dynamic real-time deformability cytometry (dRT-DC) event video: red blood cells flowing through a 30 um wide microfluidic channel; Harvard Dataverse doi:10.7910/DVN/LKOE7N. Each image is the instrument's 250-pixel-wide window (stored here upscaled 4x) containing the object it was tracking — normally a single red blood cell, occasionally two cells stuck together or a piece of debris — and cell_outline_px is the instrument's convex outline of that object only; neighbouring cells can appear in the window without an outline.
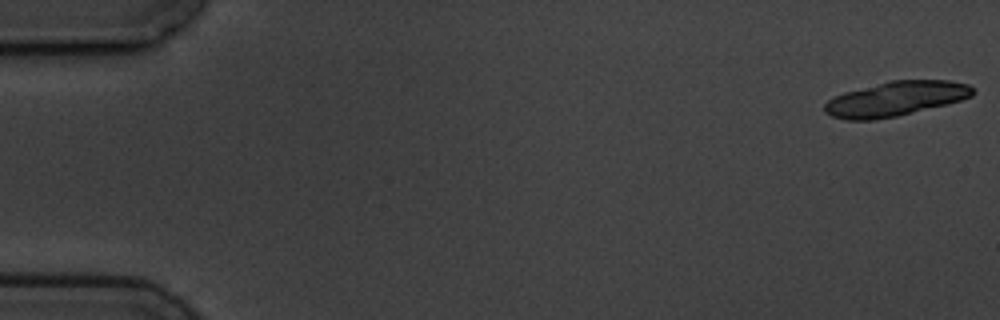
{"species": "common noctule bat (a hibernating species)", "species_latin": "Nyctalus noctula", "temperature_condition": "cold", "stored_images_in_passage": 6, "camera_frame_rate_fps": 3000, "um_per_image_px": 0.085, "animal": {"sex": "male", "body_mass_g": 19.5, "forearm_length_mm": 54.6}, "frame": {"image": 1, "passage_image": 1, "time_ms": 0.0, "image_size_px": [1000, 320], "cell_outline_px": [[976, 92], [972, 96], [948, 104], [896, 116], [876, 120], [844, 120], [832, 116], [824, 112], [824, 104], [828, 100], [844, 92], [888, 80], [948, 80], [968, 84]], "centroid_in_image_um": [76.12, 8.39], "position_along_channel_um": 8.9, "area_um2": 30.0}}
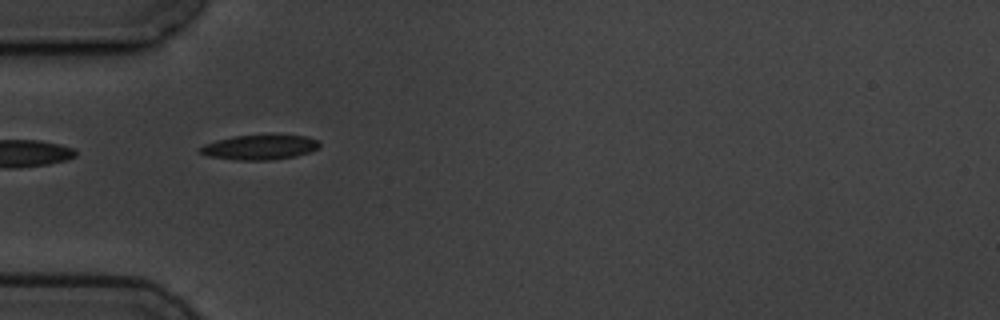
{"frame": {"image": 2, "passage_image": 5, "time_ms": 5.667, "image_size_px": [1000, 320], "cell_outline_px": [[320, 148], [296, 156], [268, 160], [236, 160], [208, 156], [196, 152], [196, 148], [204, 144], [216, 140], [232, 136], [308, 136], [316, 140], [320, 144]], "centroid_in_image_um": [21.99, 12.53], "position_along_channel_um": 63.0, "area_um2": 17.17}}